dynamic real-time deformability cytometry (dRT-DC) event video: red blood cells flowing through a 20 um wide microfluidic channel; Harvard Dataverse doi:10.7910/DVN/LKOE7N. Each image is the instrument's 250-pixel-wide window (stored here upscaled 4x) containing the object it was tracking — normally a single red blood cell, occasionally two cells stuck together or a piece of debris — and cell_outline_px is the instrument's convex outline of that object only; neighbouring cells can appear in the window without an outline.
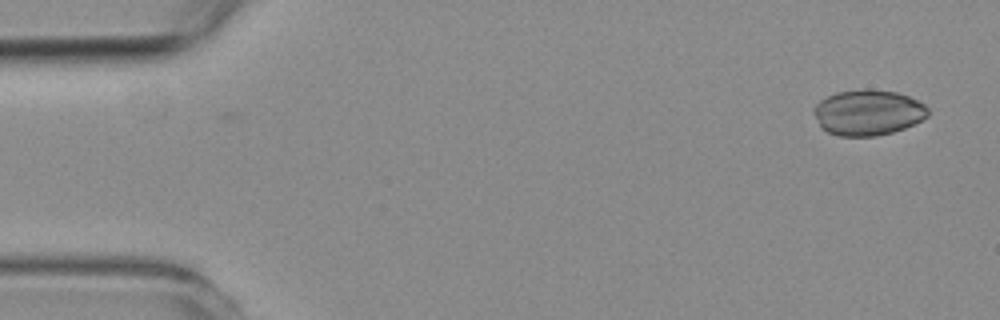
{"species": "common noctule bat (a hibernating species)", "species_latin": "Nyctalus noctula", "temperature_condition": "room temperature", "stored_images_in_passage": 2, "camera_frame_rate_fps": 3000, "um_per_image_px": 0.085, "animal": {"sex": "female", "body_mass_g": 19.3, "forearm_length_mm": 54.1}, "frame": {"image": 1, "passage_image": 2, "time_ms": 0.333, "image_size_px": [1000, 320], "cell_outline_px": [[928, 116], [904, 128], [892, 132], [876, 136], [840, 136], [828, 132], [820, 128], [812, 112], [812, 108], [820, 100], [836, 92], [860, 88], [868, 88], [896, 92], [908, 96], [924, 104], [928, 108]], "centroid_in_image_um": [73.73, 9.55], "position_along_channel_um": 11.3, "area_um2": 30.58}}